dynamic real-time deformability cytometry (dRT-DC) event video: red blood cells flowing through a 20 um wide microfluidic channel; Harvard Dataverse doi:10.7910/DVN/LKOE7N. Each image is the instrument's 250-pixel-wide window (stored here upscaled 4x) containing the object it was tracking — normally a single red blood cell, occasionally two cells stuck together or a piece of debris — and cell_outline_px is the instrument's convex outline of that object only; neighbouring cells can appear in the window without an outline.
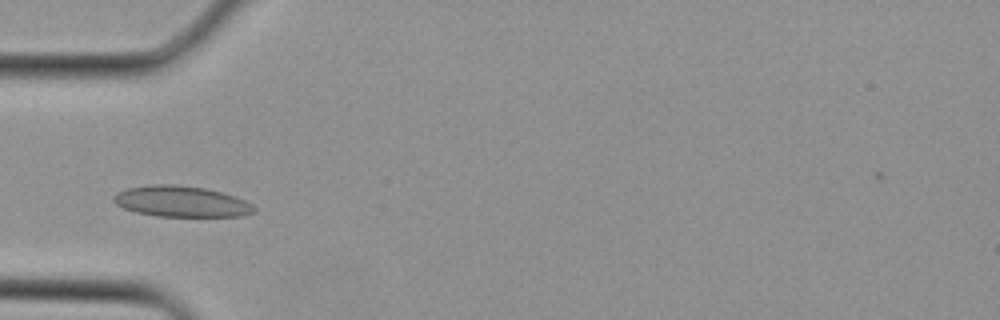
{"species": "Egyptian fruit bat (a non-hibernating species)", "species_latin": "Rousettus aegyptiacus", "temperature_condition": "cold", "stored_images_in_passage": 2, "camera_frame_rate_fps": 3000, "um_per_image_px": 0.085, "animal": {"sex": "female"}, "frame": {"image": 1, "passage_image": 2, "time_ms": 0.333, "image_size_px": [1000, 320], "cell_outline_px": [[256, 212], [244, 216], [156, 216], [136, 212], [124, 208], [116, 204], [112, 200], [112, 196], [116, 192], [128, 188], [152, 184], [176, 184], [208, 188], [236, 196], [252, 204], [256, 208]], "centroid_in_image_um": [15.43, 17.12], "position_along_channel_um": 69.6, "area_um2": 25.61}}